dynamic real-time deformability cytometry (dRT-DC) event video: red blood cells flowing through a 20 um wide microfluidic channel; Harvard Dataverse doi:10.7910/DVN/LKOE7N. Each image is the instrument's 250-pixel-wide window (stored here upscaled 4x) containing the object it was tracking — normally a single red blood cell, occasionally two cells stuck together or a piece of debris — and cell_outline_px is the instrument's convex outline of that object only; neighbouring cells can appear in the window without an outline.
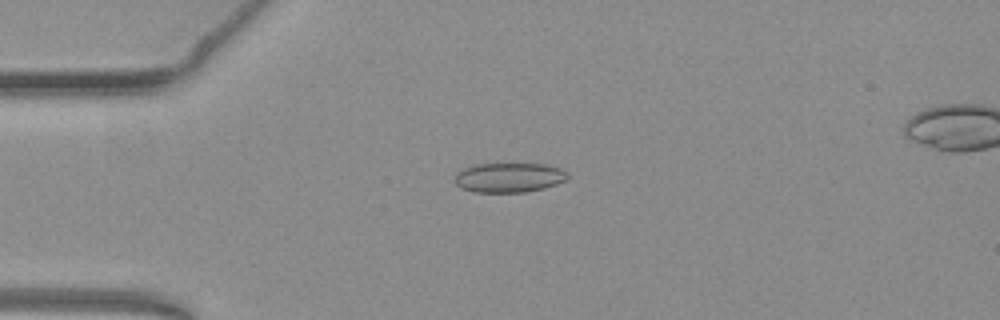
{"species": "common noctule bat (a hibernating species)", "species_latin": "Nyctalus noctula", "temperature_condition": "warm", "stored_images_in_passage": 55, "camera_frame_rate_fps": 3000, "um_per_image_px": 0.085, "animal": {"sex": "female", "body_mass_g": 19.3, "forearm_length_mm": 54.1}, "frame": {"image": 1, "passage_image": 14, "time_ms": 4.333, "image_size_px": [1000, 320], "cell_outline_px": [[568, 176], [564, 180], [556, 184], [544, 188], [524, 192], [472, 192], [460, 188], [456, 184], [456, 172], [464, 168], [476, 164], [544, 164], [560, 168], [568, 172]], "centroid_in_image_um": [43.25, 15.09], "position_along_channel_um": 41.8, "area_um2": 19.42}}
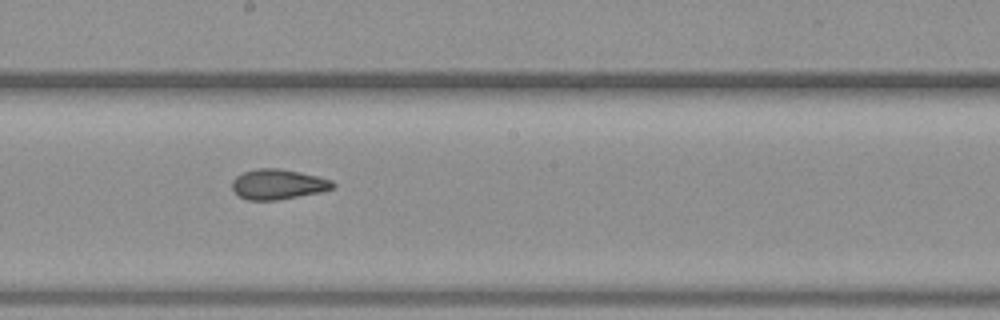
{"frame": {"image": 2, "passage_image": 30, "time_ms": 9.667, "image_size_px": [1000, 320], "cell_outline_px": [[336, 184], [332, 188], [320, 192], [276, 200], [248, 200], [240, 196], [232, 188], [232, 180], [236, 176], [244, 172], [256, 168], [280, 168], [300, 172], [332, 180]], "centroid_in_image_um": [23.62, 15.65], "position_along_channel_um": 224.6, "area_um2": 17.57}}
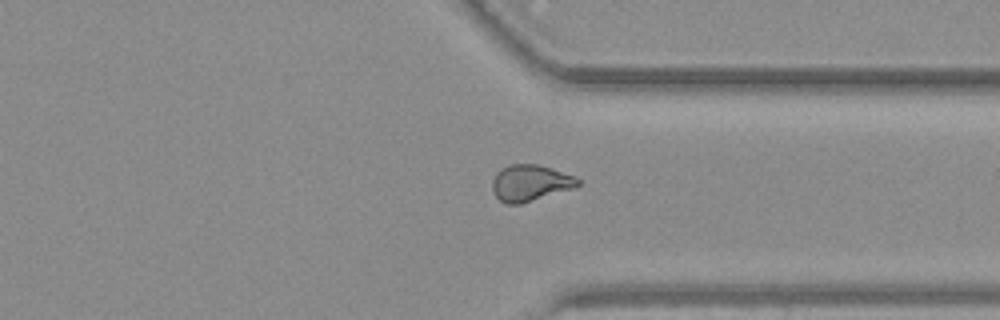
{"frame": {"image": 3, "passage_image": 41, "time_ms": 13.333, "image_size_px": [1000, 320], "cell_outline_px": [[580, 184], [576, 188], [520, 204], [504, 204], [492, 192], [492, 180], [496, 172], [500, 168], [508, 164], [536, 164], [552, 168], [576, 176], [580, 180]], "centroid_in_image_um": [45.07, 15.55], "position_along_channel_um": 366.3, "area_um2": 18.5}}